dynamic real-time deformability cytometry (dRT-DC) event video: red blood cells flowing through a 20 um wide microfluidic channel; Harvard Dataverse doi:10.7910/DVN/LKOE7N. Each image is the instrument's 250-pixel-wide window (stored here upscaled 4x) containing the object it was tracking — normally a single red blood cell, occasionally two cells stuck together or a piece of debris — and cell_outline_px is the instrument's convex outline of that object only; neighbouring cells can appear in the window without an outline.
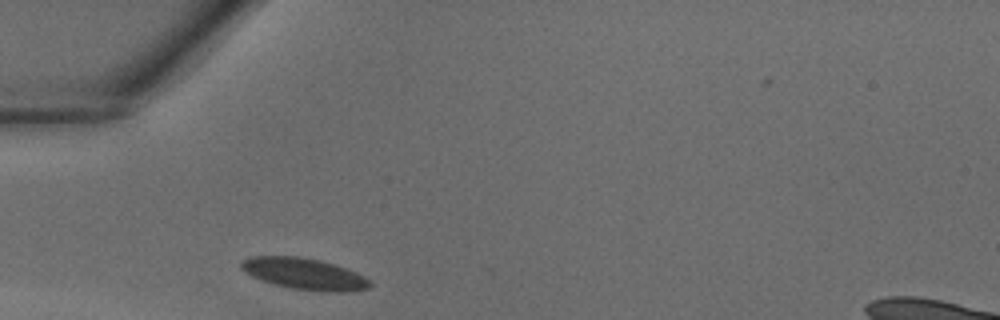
{"species": "common noctule bat (a hibernating species)", "species_latin": "Nyctalus noctula", "temperature_condition": "warm", "stored_images_in_passage": 22, "camera_frame_rate_fps": 3000, "um_per_image_px": 0.085, "animal": {"sex": "male", "body_mass_g": 18.8}, "frame": {"image": 1, "passage_image": 1, "time_ms": 0.0, "image_size_px": [1000, 320], "cell_outline_px": [[372, 284], [368, 288], [344, 292], [328, 292], [292, 288], [276, 284], [252, 276], [244, 272], [240, 268], [240, 260], [248, 256], [300, 256], [320, 260], [356, 272], [364, 276]], "centroid_in_image_um": [25.82, 23.26], "position_along_channel_um": 59.2, "area_um2": 23.41}}
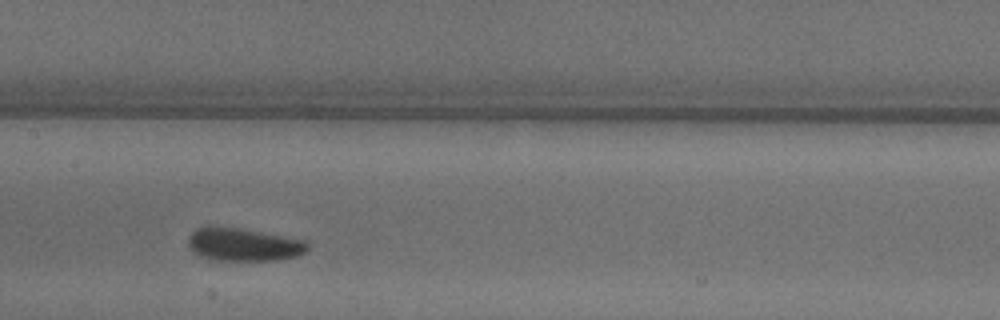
{"frame": {"image": 2, "passage_image": 9, "time_ms": 2.667, "image_size_px": [1000, 320], "cell_outline_px": [[308, 248], [304, 252], [296, 256], [276, 260], [212, 260], [200, 256], [188, 244], [188, 236], [196, 228], [208, 224], [240, 228], [304, 240], [308, 244]], "centroid_in_image_um": [20.64, 20.76], "position_along_channel_um": 186.8, "area_um2": 23.0}}
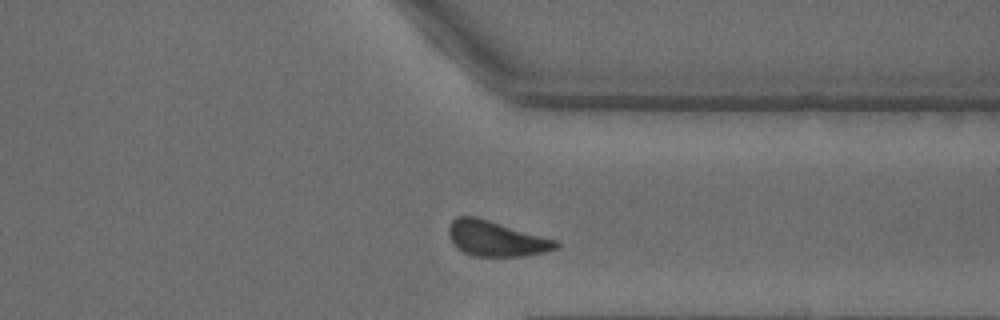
{"frame": {"image": 3, "passage_image": 20, "time_ms": 6.333, "image_size_px": [1000, 320], "cell_outline_px": [[560, 248], [544, 252], [524, 256], [472, 256], [456, 248], [452, 244], [448, 236], [448, 228], [452, 220], [456, 216], [476, 216], [556, 240], [560, 244]], "centroid_in_image_um": [42.13, 20.28], "position_along_channel_um": 369.3, "area_um2": 22.2}}